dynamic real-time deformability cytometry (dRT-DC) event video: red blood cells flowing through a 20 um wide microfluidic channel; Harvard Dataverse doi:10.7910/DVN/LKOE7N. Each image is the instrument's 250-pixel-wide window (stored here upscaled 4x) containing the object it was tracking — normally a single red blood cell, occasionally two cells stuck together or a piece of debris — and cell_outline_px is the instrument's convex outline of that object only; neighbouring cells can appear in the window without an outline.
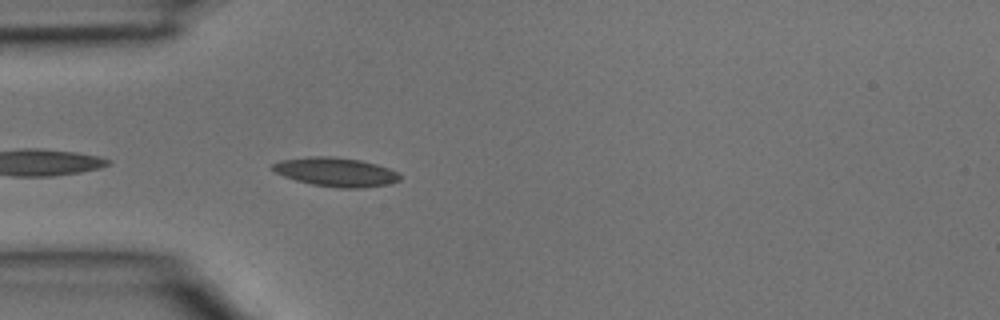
{"species": "common noctule bat (a hibernating species)", "species_latin": "Nyctalus noctula", "temperature_condition": "room temperature", "stored_images_in_passage": 4, "camera_frame_rate_fps": 3000, "um_per_image_px": 0.085, "animal": {"sex": "male", "body_mass_g": 15.6}, "frame": {"image": 1, "passage_image": 4, "time_ms": 1.0, "image_size_px": [1000, 320], "cell_outline_px": [[400, 180], [388, 184], [360, 188], [340, 188], [312, 184], [296, 180], [284, 176], [276, 172], [272, 168], [272, 164], [280, 160], [308, 156], [332, 156], [360, 160], [376, 164], [388, 168], [396, 172], [400, 176]], "centroid_in_image_um": [28.53, 14.61], "position_along_channel_um": 56.5, "area_um2": 21.33}}